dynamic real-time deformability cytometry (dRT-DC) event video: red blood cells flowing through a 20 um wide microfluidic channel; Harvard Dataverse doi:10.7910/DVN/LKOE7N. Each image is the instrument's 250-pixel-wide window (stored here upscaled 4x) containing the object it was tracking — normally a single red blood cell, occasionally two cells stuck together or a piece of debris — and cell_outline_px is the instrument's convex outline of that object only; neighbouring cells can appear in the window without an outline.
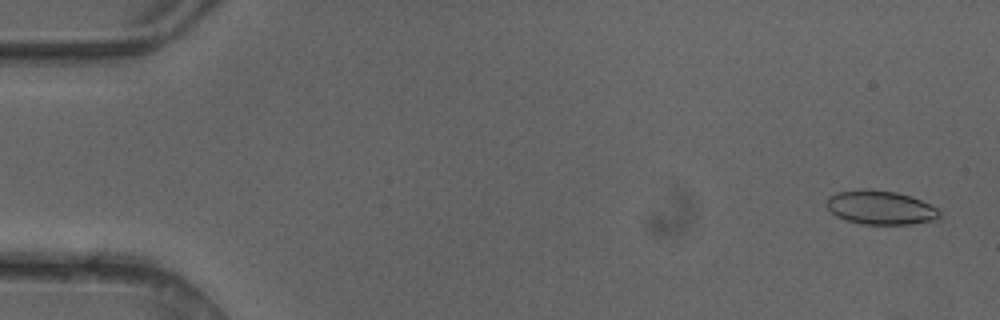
{"species": "common noctule bat (a hibernating species)", "species_latin": "Nyctalus noctula", "temperature_condition": "cold", "stored_images_in_passage": 49, "camera_frame_rate_fps": 3000, "um_per_image_px": 0.085, "animal": {"sex": "female"}, "frame": {"image": 1, "passage_image": 2, "time_ms": 0.333, "image_size_px": [1000, 320], "cell_outline_px": [[940, 216], [932, 220], [912, 224], [864, 224], [848, 220], [836, 216], [828, 208], [828, 196], [836, 192], [896, 192], [912, 196], [936, 208], [940, 212]], "centroid_in_image_um": [74.88, 17.68], "position_along_channel_um": 10.1, "area_um2": 21.21}}
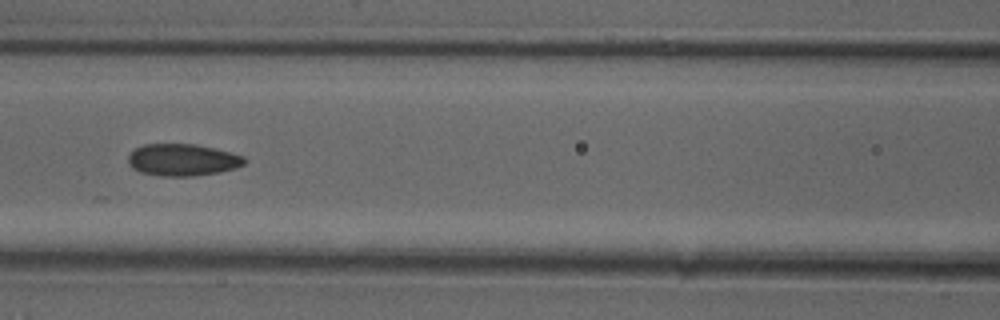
{"frame": {"image": 2, "passage_image": 22, "time_ms": 7.0, "image_size_px": [1000, 320], "cell_outline_px": [[248, 160], [244, 164], [236, 168], [220, 172], [192, 176], [160, 176], [140, 172], [132, 168], [128, 164], [128, 156], [136, 148], [144, 144], [196, 144], [232, 152], [244, 156]], "centroid_in_image_um": [15.54, 13.59], "position_along_channel_um": 151.1, "area_um2": 21.85}}
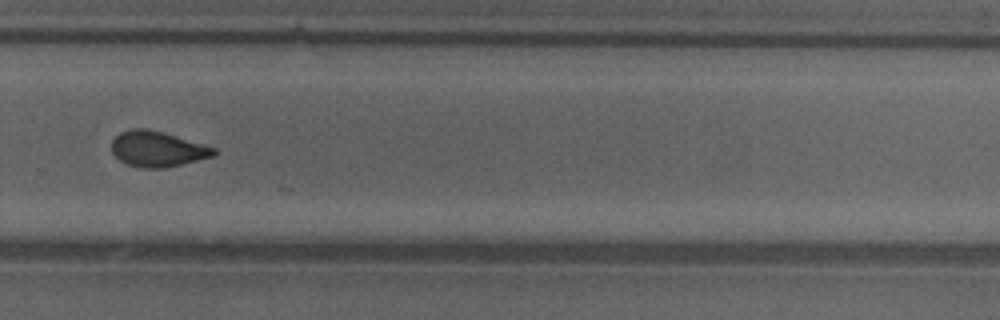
{"frame": {"image": 3, "passage_image": 34, "time_ms": 11.0, "image_size_px": [1000, 320], "cell_outline_px": [[216, 152], [212, 156], [164, 168], [140, 168], [128, 164], [120, 160], [112, 152], [112, 140], [120, 132], [132, 128], [148, 128], [164, 132], [216, 148]], "centroid_in_image_um": [13.35, 12.65], "position_along_channel_um": 316.5, "area_um2": 20.98}, "authors_computed_cell_mechanics": {"area_um2": 21.675, "velocity_mm_per_s": 4.1504, "shape_relaxation_time_tau1_ms": 6.7237, "shape_relaxation_time_tau2_ms": 1.5832, "deformation_change_tau1": 0.1549, "deformation_change_tau2": 0.0689}}